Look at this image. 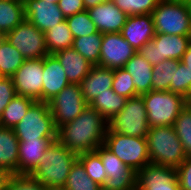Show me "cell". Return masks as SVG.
<instances>
[{
    "label": "cell",
    "mask_w": 191,
    "mask_h": 190,
    "mask_svg": "<svg viewBox=\"0 0 191 190\" xmlns=\"http://www.w3.org/2000/svg\"><path fill=\"white\" fill-rule=\"evenodd\" d=\"M107 129L108 122L88 104L75 120L57 129V140L76 154L95 151L104 144Z\"/></svg>",
    "instance_id": "1"
},
{
    "label": "cell",
    "mask_w": 191,
    "mask_h": 190,
    "mask_svg": "<svg viewBox=\"0 0 191 190\" xmlns=\"http://www.w3.org/2000/svg\"><path fill=\"white\" fill-rule=\"evenodd\" d=\"M77 159L78 154L55 140L46 149L39 165L29 175L45 187H64L70 169Z\"/></svg>",
    "instance_id": "2"
},
{
    "label": "cell",
    "mask_w": 191,
    "mask_h": 190,
    "mask_svg": "<svg viewBox=\"0 0 191 190\" xmlns=\"http://www.w3.org/2000/svg\"><path fill=\"white\" fill-rule=\"evenodd\" d=\"M146 139L152 164L177 169L187 158L174 126L150 128Z\"/></svg>",
    "instance_id": "3"
},
{
    "label": "cell",
    "mask_w": 191,
    "mask_h": 190,
    "mask_svg": "<svg viewBox=\"0 0 191 190\" xmlns=\"http://www.w3.org/2000/svg\"><path fill=\"white\" fill-rule=\"evenodd\" d=\"M152 18L156 34L191 36V0H159Z\"/></svg>",
    "instance_id": "4"
},
{
    "label": "cell",
    "mask_w": 191,
    "mask_h": 190,
    "mask_svg": "<svg viewBox=\"0 0 191 190\" xmlns=\"http://www.w3.org/2000/svg\"><path fill=\"white\" fill-rule=\"evenodd\" d=\"M150 128L173 126L175 119L187 106V99L170 91H154L141 95Z\"/></svg>",
    "instance_id": "5"
},
{
    "label": "cell",
    "mask_w": 191,
    "mask_h": 190,
    "mask_svg": "<svg viewBox=\"0 0 191 190\" xmlns=\"http://www.w3.org/2000/svg\"><path fill=\"white\" fill-rule=\"evenodd\" d=\"M13 130L19 141L57 140V129L48 102L35 101Z\"/></svg>",
    "instance_id": "6"
},
{
    "label": "cell",
    "mask_w": 191,
    "mask_h": 190,
    "mask_svg": "<svg viewBox=\"0 0 191 190\" xmlns=\"http://www.w3.org/2000/svg\"><path fill=\"white\" fill-rule=\"evenodd\" d=\"M104 145L136 172L151 163L146 138L106 132Z\"/></svg>",
    "instance_id": "7"
},
{
    "label": "cell",
    "mask_w": 191,
    "mask_h": 190,
    "mask_svg": "<svg viewBox=\"0 0 191 190\" xmlns=\"http://www.w3.org/2000/svg\"><path fill=\"white\" fill-rule=\"evenodd\" d=\"M150 129L142 96L126 100L122 110L108 121L107 132L146 138Z\"/></svg>",
    "instance_id": "8"
},
{
    "label": "cell",
    "mask_w": 191,
    "mask_h": 190,
    "mask_svg": "<svg viewBox=\"0 0 191 190\" xmlns=\"http://www.w3.org/2000/svg\"><path fill=\"white\" fill-rule=\"evenodd\" d=\"M191 43V36L155 34L138 52L152 66L165 59L181 61Z\"/></svg>",
    "instance_id": "9"
},
{
    "label": "cell",
    "mask_w": 191,
    "mask_h": 190,
    "mask_svg": "<svg viewBox=\"0 0 191 190\" xmlns=\"http://www.w3.org/2000/svg\"><path fill=\"white\" fill-rule=\"evenodd\" d=\"M56 129L75 120L88 106L79 84H69L48 101Z\"/></svg>",
    "instance_id": "10"
},
{
    "label": "cell",
    "mask_w": 191,
    "mask_h": 190,
    "mask_svg": "<svg viewBox=\"0 0 191 190\" xmlns=\"http://www.w3.org/2000/svg\"><path fill=\"white\" fill-rule=\"evenodd\" d=\"M101 158L107 179L102 190H136L137 172L125 165L104 144L95 150Z\"/></svg>",
    "instance_id": "11"
},
{
    "label": "cell",
    "mask_w": 191,
    "mask_h": 190,
    "mask_svg": "<svg viewBox=\"0 0 191 190\" xmlns=\"http://www.w3.org/2000/svg\"><path fill=\"white\" fill-rule=\"evenodd\" d=\"M25 59H38L48 55L44 32L27 19L3 36Z\"/></svg>",
    "instance_id": "12"
},
{
    "label": "cell",
    "mask_w": 191,
    "mask_h": 190,
    "mask_svg": "<svg viewBox=\"0 0 191 190\" xmlns=\"http://www.w3.org/2000/svg\"><path fill=\"white\" fill-rule=\"evenodd\" d=\"M43 69L44 57L26 59L11 77L16 94L43 102Z\"/></svg>",
    "instance_id": "13"
},
{
    "label": "cell",
    "mask_w": 191,
    "mask_h": 190,
    "mask_svg": "<svg viewBox=\"0 0 191 190\" xmlns=\"http://www.w3.org/2000/svg\"><path fill=\"white\" fill-rule=\"evenodd\" d=\"M137 51L127 43L121 33H105L97 66L116 69L123 68Z\"/></svg>",
    "instance_id": "14"
},
{
    "label": "cell",
    "mask_w": 191,
    "mask_h": 190,
    "mask_svg": "<svg viewBox=\"0 0 191 190\" xmlns=\"http://www.w3.org/2000/svg\"><path fill=\"white\" fill-rule=\"evenodd\" d=\"M136 190H181L177 170L149 163L137 172Z\"/></svg>",
    "instance_id": "15"
},
{
    "label": "cell",
    "mask_w": 191,
    "mask_h": 190,
    "mask_svg": "<svg viewBox=\"0 0 191 190\" xmlns=\"http://www.w3.org/2000/svg\"><path fill=\"white\" fill-rule=\"evenodd\" d=\"M23 4L25 19L42 32L66 20L58 4L43 0H24Z\"/></svg>",
    "instance_id": "16"
},
{
    "label": "cell",
    "mask_w": 191,
    "mask_h": 190,
    "mask_svg": "<svg viewBox=\"0 0 191 190\" xmlns=\"http://www.w3.org/2000/svg\"><path fill=\"white\" fill-rule=\"evenodd\" d=\"M120 33L129 45L139 51L156 34L152 14L127 16Z\"/></svg>",
    "instance_id": "17"
},
{
    "label": "cell",
    "mask_w": 191,
    "mask_h": 190,
    "mask_svg": "<svg viewBox=\"0 0 191 190\" xmlns=\"http://www.w3.org/2000/svg\"><path fill=\"white\" fill-rule=\"evenodd\" d=\"M87 12L97 30L103 34L121 32L127 19V15L115 6L112 0L100 3Z\"/></svg>",
    "instance_id": "18"
},
{
    "label": "cell",
    "mask_w": 191,
    "mask_h": 190,
    "mask_svg": "<svg viewBox=\"0 0 191 190\" xmlns=\"http://www.w3.org/2000/svg\"><path fill=\"white\" fill-rule=\"evenodd\" d=\"M69 84L71 83L58 59L53 54L46 55L43 69V102L51 100Z\"/></svg>",
    "instance_id": "19"
},
{
    "label": "cell",
    "mask_w": 191,
    "mask_h": 190,
    "mask_svg": "<svg viewBox=\"0 0 191 190\" xmlns=\"http://www.w3.org/2000/svg\"><path fill=\"white\" fill-rule=\"evenodd\" d=\"M79 85L84 99L89 104L98 95L109 93V89H112L113 69L95 65Z\"/></svg>",
    "instance_id": "20"
},
{
    "label": "cell",
    "mask_w": 191,
    "mask_h": 190,
    "mask_svg": "<svg viewBox=\"0 0 191 190\" xmlns=\"http://www.w3.org/2000/svg\"><path fill=\"white\" fill-rule=\"evenodd\" d=\"M64 68L68 81L79 84L94 66L73 47L60 50L53 54Z\"/></svg>",
    "instance_id": "21"
},
{
    "label": "cell",
    "mask_w": 191,
    "mask_h": 190,
    "mask_svg": "<svg viewBox=\"0 0 191 190\" xmlns=\"http://www.w3.org/2000/svg\"><path fill=\"white\" fill-rule=\"evenodd\" d=\"M19 140L13 128L0 126V171L17 174L19 167Z\"/></svg>",
    "instance_id": "22"
},
{
    "label": "cell",
    "mask_w": 191,
    "mask_h": 190,
    "mask_svg": "<svg viewBox=\"0 0 191 190\" xmlns=\"http://www.w3.org/2000/svg\"><path fill=\"white\" fill-rule=\"evenodd\" d=\"M55 140L19 141L17 174H30L38 165L46 149Z\"/></svg>",
    "instance_id": "23"
},
{
    "label": "cell",
    "mask_w": 191,
    "mask_h": 190,
    "mask_svg": "<svg viewBox=\"0 0 191 190\" xmlns=\"http://www.w3.org/2000/svg\"><path fill=\"white\" fill-rule=\"evenodd\" d=\"M153 66L137 51L123 69L133 78L136 94L141 96L152 90Z\"/></svg>",
    "instance_id": "24"
},
{
    "label": "cell",
    "mask_w": 191,
    "mask_h": 190,
    "mask_svg": "<svg viewBox=\"0 0 191 190\" xmlns=\"http://www.w3.org/2000/svg\"><path fill=\"white\" fill-rule=\"evenodd\" d=\"M24 20L22 1L0 0V37L15 29Z\"/></svg>",
    "instance_id": "25"
},
{
    "label": "cell",
    "mask_w": 191,
    "mask_h": 190,
    "mask_svg": "<svg viewBox=\"0 0 191 190\" xmlns=\"http://www.w3.org/2000/svg\"><path fill=\"white\" fill-rule=\"evenodd\" d=\"M44 37L48 54L73 47L74 37L66 20L44 32Z\"/></svg>",
    "instance_id": "26"
},
{
    "label": "cell",
    "mask_w": 191,
    "mask_h": 190,
    "mask_svg": "<svg viewBox=\"0 0 191 190\" xmlns=\"http://www.w3.org/2000/svg\"><path fill=\"white\" fill-rule=\"evenodd\" d=\"M35 100L24 97L22 95H16L6 106L0 117V126L7 128H14L22 118L26 115L30 106Z\"/></svg>",
    "instance_id": "27"
},
{
    "label": "cell",
    "mask_w": 191,
    "mask_h": 190,
    "mask_svg": "<svg viewBox=\"0 0 191 190\" xmlns=\"http://www.w3.org/2000/svg\"><path fill=\"white\" fill-rule=\"evenodd\" d=\"M25 57L4 37H0V75L11 78L22 66Z\"/></svg>",
    "instance_id": "28"
},
{
    "label": "cell",
    "mask_w": 191,
    "mask_h": 190,
    "mask_svg": "<svg viewBox=\"0 0 191 190\" xmlns=\"http://www.w3.org/2000/svg\"><path fill=\"white\" fill-rule=\"evenodd\" d=\"M127 98L109 89V93L98 95L89 103L108 122L113 116L118 114L126 103Z\"/></svg>",
    "instance_id": "29"
},
{
    "label": "cell",
    "mask_w": 191,
    "mask_h": 190,
    "mask_svg": "<svg viewBox=\"0 0 191 190\" xmlns=\"http://www.w3.org/2000/svg\"><path fill=\"white\" fill-rule=\"evenodd\" d=\"M102 40L103 33L98 31L89 36L74 38L73 48L95 66L99 64Z\"/></svg>",
    "instance_id": "30"
},
{
    "label": "cell",
    "mask_w": 191,
    "mask_h": 190,
    "mask_svg": "<svg viewBox=\"0 0 191 190\" xmlns=\"http://www.w3.org/2000/svg\"><path fill=\"white\" fill-rule=\"evenodd\" d=\"M178 67V60L165 59L152 68V90L169 91L170 83L174 82V69Z\"/></svg>",
    "instance_id": "31"
},
{
    "label": "cell",
    "mask_w": 191,
    "mask_h": 190,
    "mask_svg": "<svg viewBox=\"0 0 191 190\" xmlns=\"http://www.w3.org/2000/svg\"><path fill=\"white\" fill-rule=\"evenodd\" d=\"M65 190H102V187L94 182L86 173L84 166L77 159L72 165L66 183Z\"/></svg>",
    "instance_id": "32"
},
{
    "label": "cell",
    "mask_w": 191,
    "mask_h": 190,
    "mask_svg": "<svg viewBox=\"0 0 191 190\" xmlns=\"http://www.w3.org/2000/svg\"><path fill=\"white\" fill-rule=\"evenodd\" d=\"M78 160L84 166L87 175L102 187L107 175L100 155L96 151L84 152L78 154Z\"/></svg>",
    "instance_id": "33"
},
{
    "label": "cell",
    "mask_w": 191,
    "mask_h": 190,
    "mask_svg": "<svg viewBox=\"0 0 191 190\" xmlns=\"http://www.w3.org/2000/svg\"><path fill=\"white\" fill-rule=\"evenodd\" d=\"M174 129L187 157H191V110L186 106L174 122Z\"/></svg>",
    "instance_id": "34"
},
{
    "label": "cell",
    "mask_w": 191,
    "mask_h": 190,
    "mask_svg": "<svg viewBox=\"0 0 191 190\" xmlns=\"http://www.w3.org/2000/svg\"><path fill=\"white\" fill-rule=\"evenodd\" d=\"M66 21L74 38L89 36L98 32L87 10L67 17Z\"/></svg>",
    "instance_id": "35"
},
{
    "label": "cell",
    "mask_w": 191,
    "mask_h": 190,
    "mask_svg": "<svg viewBox=\"0 0 191 190\" xmlns=\"http://www.w3.org/2000/svg\"><path fill=\"white\" fill-rule=\"evenodd\" d=\"M127 16L152 14L159 0H112Z\"/></svg>",
    "instance_id": "36"
},
{
    "label": "cell",
    "mask_w": 191,
    "mask_h": 190,
    "mask_svg": "<svg viewBox=\"0 0 191 190\" xmlns=\"http://www.w3.org/2000/svg\"><path fill=\"white\" fill-rule=\"evenodd\" d=\"M112 90L127 99L138 96L132 76L123 68L113 69Z\"/></svg>",
    "instance_id": "37"
},
{
    "label": "cell",
    "mask_w": 191,
    "mask_h": 190,
    "mask_svg": "<svg viewBox=\"0 0 191 190\" xmlns=\"http://www.w3.org/2000/svg\"><path fill=\"white\" fill-rule=\"evenodd\" d=\"M169 91L186 99L191 96V71L181 61H178V67L174 69V82L170 83Z\"/></svg>",
    "instance_id": "38"
},
{
    "label": "cell",
    "mask_w": 191,
    "mask_h": 190,
    "mask_svg": "<svg viewBox=\"0 0 191 190\" xmlns=\"http://www.w3.org/2000/svg\"><path fill=\"white\" fill-rule=\"evenodd\" d=\"M45 186L29 174H14L8 180L6 190H44Z\"/></svg>",
    "instance_id": "39"
},
{
    "label": "cell",
    "mask_w": 191,
    "mask_h": 190,
    "mask_svg": "<svg viewBox=\"0 0 191 190\" xmlns=\"http://www.w3.org/2000/svg\"><path fill=\"white\" fill-rule=\"evenodd\" d=\"M12 78H0V117L9 102L16 96Z\"/></svg>",
    "instance_id": "40"
},
{
    "label": "cell",
    "mask_w": 191,
    "mask_h": 190,
    "mask_svg": "<svg viewBox=\"0 0 191 190\" xmlns=\"http://www.w3.org/2000/svg\"><path fill=\"white\" fill-rule=\"evenodd\" d=\"M176 170L181 190H191V157H187Z\"/></svg>",
    "instance_id": "41"
},
{
    "label": "cell",
    "mask_w": 191,
    "mask_h": 190,
    "mask_svg": "<svg viewBox=\"0 0 191 190\" xmlns=\"http://www.w3.org/2000/svg\"><path fill=\"white\" fill-rule=\"evenodd\" d=\"M57 4L65 18L86 10L83 0H59Z\"/></svg>",
    "instance_id": "42"
},
{
    "label": "cell",
    "mask_w": 191,
    "mask_h": 190,
    "mask_svg": "<svg viewBox=\"0 0 191 190\" xmlns=\"http://www.w3.org/2000/svg\"><path fill=\"white\" fill-rule=\"evenodd\" d=\"M181 62L191 71V43L187 48V51L183 54Z\"/></svg>",
    "instance_id": "43"
},
{
    "label": "cell",
    "mask_w": 191,
    "mask_h": 190,
    "mask_svg": "<svg viewBox=\"0 0 191 190\" xmlns=\"http://www.w3.org/2000/svg\"><path fill=\"white\" fill-rule=\"evenodd\" d=\"M10 177L11 174L9 172L0 171V190H6Z\"/></svg>",
    "instance_id": "44"
},
{
    "label": "cell",
    "mask_w": 191,
    "mask_h": 190,
    "mask_svg": "<svg viewBox=\"0 0 191 190\" xmlns=\"http://www.w3.org/2000/svg\"><path fill=\"white\" fill-rule=\"evenodd\" d=\"M105 1H108V0H83V3H84L85 9L88 10Z\"/></svg>",
    "instance_id": "45"
},
{
    "label": "cell",
    "mask_w": 191,
    "mask_h": 190,
    "mask_svg": "<svg viewBox=\"0 0 191 190\" xmlns=\"http://www.w3.org/2000/svg\"><path fill=\"white\" fill-rule=\"evenodd\" d=\"M44 190H65L64 187H45Z\"/></svg>",
    "instance_id": "46"
},
{
    "label": "cell",
    "mask_w": 191,
    "mask_h": 190,
    "mask_svg": "<svg viewBox=\"0 0 191 190\" xmlns=\"http://www.w3.org/2000/svg\"><path fill=\"white\" fill-rule=\"evenodd\" d=\"M187 106L190 108L191 110V96L187 99Z\"/></svg>",
    "instance_id": "47"
},
{
    "label": "cell",
    "mask_w": 191,
    "mask_h": 190,
    "mask_svg": "<svg viewBox=\"0 0 191 190\" xmlns=\"http://www.w3.org/2000/svg\"><path fill=\"white\" fill-rule=\"evenodd\" d=\"M43 1H48V2H50V3H55V4H57L59 0H43Z\"/></svg>",
    "instance_id": "48"
}]
</instances>
